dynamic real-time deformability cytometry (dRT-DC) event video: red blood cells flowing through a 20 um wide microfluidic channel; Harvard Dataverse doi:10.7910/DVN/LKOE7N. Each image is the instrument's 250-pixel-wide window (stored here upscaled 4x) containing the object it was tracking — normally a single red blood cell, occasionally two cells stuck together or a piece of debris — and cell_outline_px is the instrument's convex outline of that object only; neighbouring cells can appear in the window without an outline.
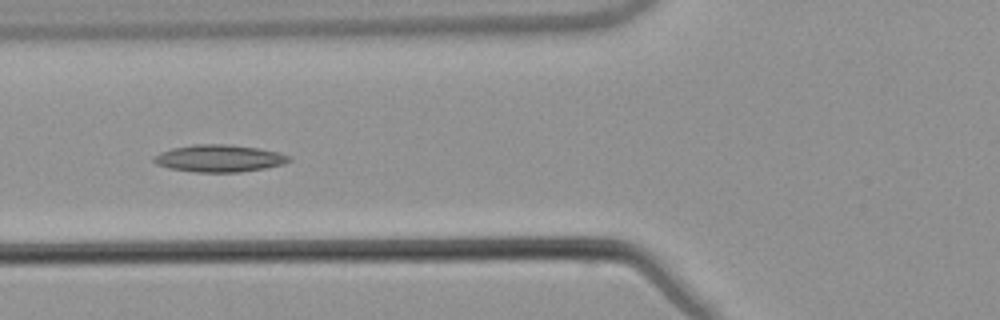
{"species": "common noctule bat (a hibernating species)", "species_latin": "Nyctalus noctula", "temperature_condition": "warm", "stored_images_in_passage": 37, "camera_frame_rate_fps": 3000, "um_per_image_px": 0.085, "animal": {"sex": "male", "body_mass_g": 21.5, "forearm_length_mm": 52.0}, "frame": {"image": 1, "passage_image": 11, "time_ms": 3.333, "image_size_px": [1000, 320], "cell_outline_px": [[292, 160], [284, 164], [264, 168], [240, 172], [196, 172], [168, 168], [156, 164], [152, 160], [160, 152], [172, 148], [192, 144], [232, 144], [256, 148], [276, 152], [288, 156]], "centroid_in_image_um": [18.6, 13.46], "position_along_channel_um": 107.2, "area_um2": 21.33}}
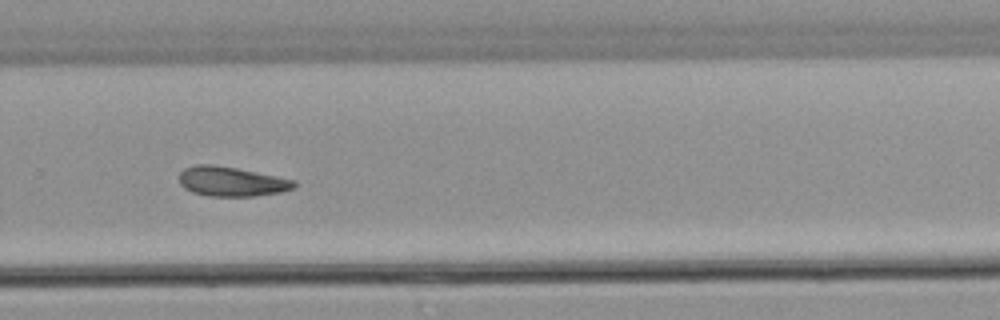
{"frame": {"image": 2, "passage_image": 27, "time_ms": 8.667, "image_size_px": [1000, 320], "cell_outline_px": [[296, 188], [280, 192], [256, 196], [208, 196], [192, 192], [184, 188], [180, 184], [180, 172], [184, 168], [196, 164], [212, 164], [236, 168], [296, 180]], "centroid_in_image_um": [19.68, 15.43], "position_along_channel_um": 310.1, "area_um2": 19.88}}